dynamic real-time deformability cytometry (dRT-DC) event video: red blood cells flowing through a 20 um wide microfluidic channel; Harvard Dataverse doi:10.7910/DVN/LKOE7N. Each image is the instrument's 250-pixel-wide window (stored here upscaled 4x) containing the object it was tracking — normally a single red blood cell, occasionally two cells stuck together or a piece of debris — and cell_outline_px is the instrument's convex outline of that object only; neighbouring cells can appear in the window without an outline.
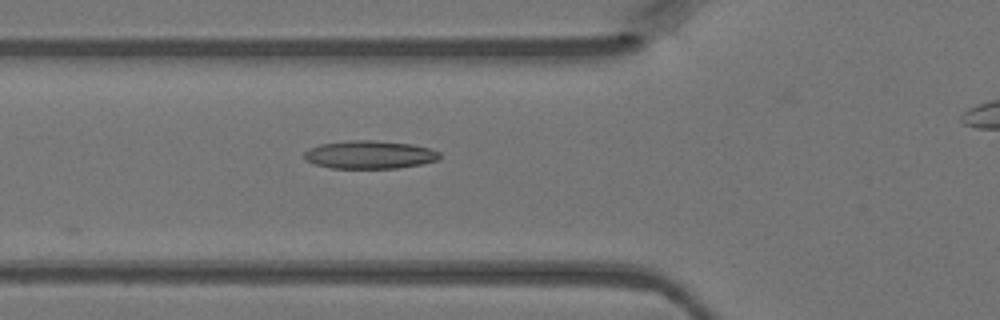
{"species": "Egyptian fruit bat (a non-hibernating species)", "species_latin": "Rousettus aegyptiacus", "temperature_condition": "warm", "stored_images_in_passage": 18, "camera_frame_rate_fps": 3000, "um_per_image_px": 0.085, "animal": {"sex": "female"}, "frame": {"image": 1, "passage_image": 3, "time_ms": 0.667, "image_size_px": [1000, 320], "cell_outline_px": [[440, 160], [420, 164], [396, 168], [332, 168], [316, 164], [304, 160], [304, 152], [308, 148], [320, 144], [348, 140], [376, 140], [412, 144], [428, 148], [440, 152]], "centroid_in_image_um": [31.4, 13.14], "position_along_channel_um": 94.4, "area_um2": 22.25}}
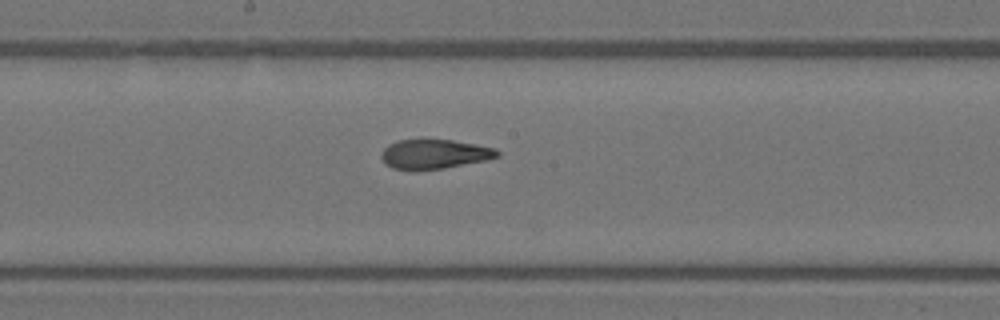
{"frame": {"image": 2, "passage_image": 11, "time_ms": 3.333, "image_size_px": [1000, 320], "cell_outline_px": [[500, 156], [488, 160], [444, 168], [416, 172], [408, 172], [392, 168], [384, 164], [380, 156], [384, 148], [388, 144], [400, 140], [452, 140], [476, 144], [496, 148], [500, 152]], "centroid_in_image_um": [36.9, 13.13], "position_along_channel_um": 211.3, "area_um2": 20.46}}
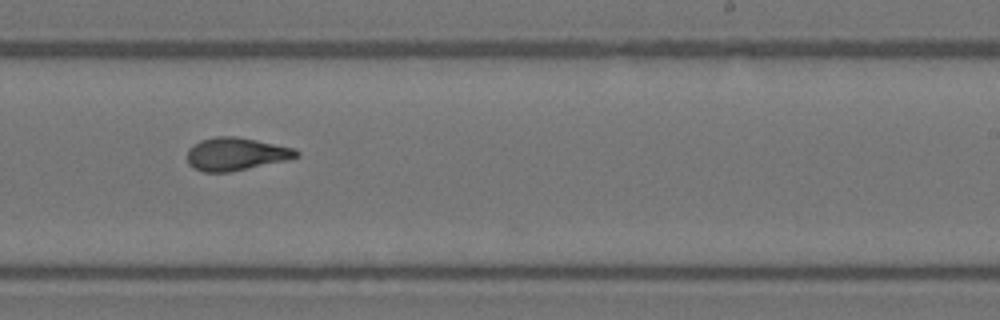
{"frame": {"image": 3, "passage_image": 15, "time_ms": 4.667, "image_size_px": [1000, 320], "cell_outline_px": [[300, 156], [284, 160], [228, 172], [204, 172], [192, 168], [188, 164], [188, 148], [192, 144], [200, 140], [216, 136], [236, 136], [296, 148], [300, 152]], "centroid_in_image_um": [20.02, 13.08], "position_along_channel_um": 269.0, "area_um2": 20.87}}